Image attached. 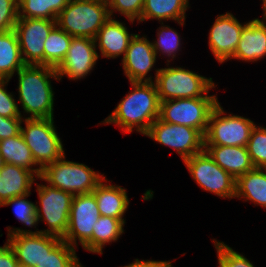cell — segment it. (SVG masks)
Wrapping results in <instances>:
<instances>
[{
	"label": "cell",
	"instance_id": "1",
	"mask_svg": "<svg viewBox=\"0 0 266 267\" xmlns=\"http://www.w3.org/2000/svg\"><path fill=\"white\" fill-rule=\"evenodd\" d=\"M132 91L117 104L114 111L102 121L116 124L124 133L136 131L145 134L159 118L160 100L154 82H130Z\"/></svg>",
	"mask_w": 266,
	"mask_h": 267
},
{
	"label": "cell",
	"instance_id": "2",
	"mask_svg": "<svg viewBox=\"0 0 266 267\" xmlns=\"http://www.w3.org/2000/svg\"><path fill=\"white\" fill-rule=\"evenodd\" d=\"M19 104L26 118H53L54 92L50 77L59 81L56 69L44 65H25L19 71Z\"/></svg>",
	"mask_w": 266,
	"mask_h": 267
},
{
	"label": "cell",
	"instance_id": "3",
	"mask_svg": "<svg viewBox=\"0 0 266 267\" xmlns=\"http://www.w3.org/2000/svg\"><path fill=\"white\" fill-rule=\"evenodd\" d=\"M109 18L107 0H70L56 23L72 37L95 39Z\"/></svg>",
	"mask_w": 266,
	"mask_h": 267
},
{
	"label": "cell",
	"instance_id": "4",
	"mask_svg": "<svg viewBox=\"0 0 266 267\" xmlns=\"http://www.w3.org/2000/svg\"><path fill=\"white\" fill-rule=\"evenodd\" d=\"M153 81L160 101L216 97L208 95L210 89L215 88L212 78H207L182 67L156 69ZM207 94V95H206Z\"/></svg>",
	"mask_w": 266,
	"mask_h": 267
},
{
	"label": "cell",
	"instance_id": "5",
	"mask_svg": "<svg viewBox=\"0 0 266 267\" xmlns=\"http://www.w3.org/2000/svg\"><path fill=\"white\" fill-rule=\"evenodd\" d=\"M65 155L46 165L37 179L73 195L92 193L104 181V175L96 173L83 163L65 160ZM101 174V175H100Z\"/></svg>",
	"mask_w": 266,
	"mask_h": 267
},
{
	"label": "cell",
	"instance_id": "6",
	"mask_svg": "<svg viewBox=\"0 0 266 267\" xmlns=\"http://www.w3.org/2000/svg\"><path fill=\"white\" fill-rule=\"evenodd\" d=\"M54 118H23L21 135L30 148L35 163L43 169L65 155L62 140L56 132Z\"/></svg>",
	"mask_w": 266,
	"mask_h": 267
},
{
	"label": "cell",
	"instance_id": "7",
	"mask_svg": "<svg viewBox=\"0 0 266 267\" xmlns=\"http://www.w3.org/2000/svg\"><path fill=\"white\" fill-rule=\"evenodd\" d=\"M39 204L36 202V219L37 224L43 221L48 225V229L37 232L64 238L68 225L70 209L74 195L60 190L48 184H36Z\"/></svg>",
	"mask_w": 266,
	"mask_h": 267
},
{
	"label": "cell",
	"instance_id": "8",
	"mask_svg": "<svg viewBox=\"0 0 266 267\" xmlns=\"http://www.w3.org/2000/svg\"><path fill=\"white\" fill-rule=\"evenodd\" d=\"M218 103L217 97L160 101L159 119L166 123L192 127L205 135L209 115Z\"/></svg>",
	"mask_w": 266,
	"mask_h": 267
},
{
	"label": "cell",
	"instance_id": "9",
	"mask_svg": "<svg viewBox=\"0 0 266 267\" xmlns=\"http://www.w3.org/2000/svg\"><path fill=\"white\" fill-rule=\"evenodd\" d=\"M224 113L219 102L209 115L204 145L247 146L255 123L239 115L225 116Z\"/></svg>",
	"mask_w": 266,
	"mask_h": 267
},
{
	"label": "cell",
	"instance_id": "10",
	"mask_svg": "<svg viewBox=\"0 0 266 267\" xmlns=\"http://www.w3.org/2000/svg\"><path fill=\"white\" fill-rule=\"evenodd\" d=\"M8 229L7 242L13 249L20 266L46 267L49 254L62 238L31 230L11 227Z\"/></svg>",
	"mask_w": 266,
	"mask_h": 267
},
{
	"label": "cell",
	"instance_id": "11",
	"mask_svg": "<svg viewBox=\"0 0 266 267\" xmlns=\"http://www.w3.org/2000/svg\"><path fill=\"white\" fill-rule=\"evenodd\" d=\"M196 183L204 190L222 198H235L236 179L223 170L203 150L183 161Z\"/></svg>",
	"mask_w": 266,
	"mask_h": 267
},
{
	"label": "cell",
	"instance_id": "12",
	"mask_svg": "<svg viewBox=\"0 0 266 267\" xmlns=\"http://www.w3.org/2000/svg\"><path fill=\"white\" fill-rule=\"evenodd\" d=\"M97 201L92 193L74 195L70 209L69 225L63 241L77 247V239L83 249L92 252V231L100 217Z\"/></svg>",
	"mask_w": 266,
	"mask_h": 267
},
{
	"label": "cell",
	"instance_id": "13",
	"mask_svg": "<svg viewBox=\"0 0 266 267\" xmlns=\"http://www.w3.org/2000/svg\"><path fill=\"white\" fill-rule=\"evenodd\" d=\"M144 135L176 150L183 161L204 150V135L199 130L166 123L159 118L150 125Z\"/></svg>",
	"mask_w": 266,
	"mask_h": 267
},
{
	"label": "cell",
	"instance_id": "14",
	"mask_svg": "<svg viewBox=\"0 0 266 267\" xmlns=\"http://www.w3.org/2000/svg\"><path fill=\"white\" fill-rule=\"evenodd\" d=\"M56 25V20L18 18L14 31L26 65H44V43Z\"/></svg>",
	"mask_w": 266,
	"mask_h": 267
},
{
	"label": "cell",
	"instance_id": "15",
	"mask_svg": "<svg viewBox=\"0 0 266 267\" xmlns=\"http://www.w3.org/2000/svg\"><path fill=\"white\" fill-rule=\"evenodd\" d=\"M98 58L95 39L73 37L64 60L56 68L59 81L64 75L71 80L84 78Z\"/></svg>",
	"mask_w": 266,
	"mask_h": 267
},
{
	"label": "cell",
	"instance_id": "16",
	"mask_svg": "<svg viewBox=\"0 0 266 267\" xmlns=\"http://www.w3.org/2000/svg\"><path fill=\"white\" fill-rule=\"evenodd\" d=\"M231 13L218 15L209 31V48L218 62L232 59L244 26Z\"/></svg>",
	"mask_w": 266,
	"mask_h": 267
},
{
	"label": "cell",
	"instance_id": "17",
	"mask_svg": "<svg viewBox=\"0 0 266 267\" xmlns=\"http://www.w3.org/2000/svg\"><path fill=\"white\" fill-rule=\"evenodd\" d=\"M146 37L135 34L122 59L124 75L130 82H153L151 76H146L155 66L157 55Z\"/></svg>",
	"mask_w": 266,
	"mask_h": 267
},
{
	"label": "cell",
	"instance_id": "18",
	"mask_svg": "<svg viewBox=\"0 0 266 267\" xmlns=\"http://www.w3.org/2000/svg\"><path fill=\"white\" fill-rule=\"evenodd\" d=\"M263 15V20L256 18L244 26L232 58L254 62L266 56V14Z\"/></svg>",
	"mask_w": 266,
	"mask_h": 267
},
{
	"label": "cell",
	"instance_id": "19",
	"mask_svg": "<svg viewBox=\"0 0 266 267\" xmlns=\"http://www.w3.org/2000/svg\"><path fill=\"white\" fill-rule=\"evenodd\" d=\"M135 34H129L125 23L110 17L95 37L96 47L100 49L102 57L117 58L125 55L130 40ZM98 44V45H97Z\"/></svg>",
	"mask_w": 266,
	"mask_h": 267
},
{
	"label": "cell",
	"instance_id": "20",
	"mask_svg": "<svg viewBox=\"0 0 266 267\" xmlns=\"http://www.w3.org/2000/svg\"><path fill=\"white\" fill-rule=\"evenodd\" d=\"M208 155L227 173L235 179L253 170L247 146H217L204 145Z\"/></svg>",
	"mask_w": 266,
	"mask_h": 267
},
{
	"label": "cell",
	"instance_id": "21",
	"mask_svg": "<svg viewBox=\"0 0 266 267\" xmlns=\"http://www.w3.org/2000/svg\"><path fill=\"white\" fill-rule=\"evenodd\" d=\"M35 175L22 167L5 163L0 170V207L14 197L31 194Z\"/></svg>",
	"mask_w": 266,
	"mask_h": 267
},
{
	"label": "cell",
	"instance_id": "22",
	"mask_svg": "<svg viewBox=\"0 0 266 267\" xmlns=\"http://www.w3.org/2000/svg\"><path fill=\"white\" fill-rule=\"evenodd\" d=\"M103 182L93 190L100 215L120 219L125 224L123 217L130 203L126 188L107 184L106 177Z\"/></svg>",
	"mask_w": 266,
	"mask_h": 267
},
{
	"label": "cell",
	"instance_id": "23",
	"mask_svg": "<svg viewBox=\"0 0 266 267\" xmlns=\"http://www.w3.org/2000/svg\"><path fill=\"white\" fill-rule=\"evenodd\" d=\"M189 8V0H145L140 20L157 19L174 20L184 26L185 14Z\"/></svg>",
	"mask_w": 266,
	"mask_h": 267
},
{
	"label": "cell",
	"instance_id": "24",
	"mask_svg": "<svg viewBox=\"0 0 266 267\" xmlns=\"http://www.w3.org/2000/svg\"><path fill=\"white\" fill-rule=\"evenodd\" d=\"M0 155L5 163L14 164L31 171L37 178L41 175V168H32L38 166L32 156L30 148L26 145L21 133L4 140H0Z\"/></svg>",
	"mask_w": 266,
	"mask_h": 267
},
{
	"label": "cell",
	"instance_id": "25",
	"mask_svg": "<svg viewBox=\"0 0 266 267\" xmlns=\"http://www.w3.org/2000/svg\"><path fill=\"white\" fill-rule=\"evenodd\" d=\"M235 197L254 202L266 208V171L263 168L253 170L236 179Z\"/></svg>",
	"mask_w": 266,
	"mask_h": 267
},
{
	"label": "cell",
	"instance_id": "26",
	"mask_svg": "<svg viewBox=\"0 0 266 267\" xmlns=\"http://www.w3.org/2000/svg\"><path fill=\"white\" fill-rule=\"evenodd\" d=\"M25 65L16 32H0V78L11 79Z\"/></svg>",
	"mask_w": 266,
	"mask_h": 267
},
{
	"label": "cell",
	"instance_id": "27",
	"mask_svg": "<svg viewBox=\"0 0 266 267\" xmlns=\"http://www.w3.org/2000/svg\"><path fill=\"white\" fill-rule=\"evenodd\" d=\"M70 0H18V18L56 20Z\"/></svg>",
	"mask_w": 266,
	"mask_h": 267
},
{
	"label": "cell",
	"instance_id": "28",
	"mask_svg": "<svg viewBox=\"0 0 266 267\" xmlns=\"http://www.w3.org/2000/svg\"><path fill=\"white\" fill-rule=\"evenodd\" d=\"M124 223L117 218L100 216L93 226L92 253L103 254V246L106 243L117 241L124 233Z\"/></svg>",
	"mask_w": 266,
	"mask_h": 267
},
{
	"label": "cell",
	"instance_id": "29",
	"mask_svg": "<svg viewBox=\"0 0 266 267\" xmlns=\"http://www.w3.org/2000/svg\"><path fill=\"white\" fill-rule=\"evenodd\" d=\"M72 38V36L56 25L44 43V66L56 69L64 60Z\"/></svg>",
	"mask_w": 266,
	"mask_h": 267
},
{
	"label": "cell",
	"instance_id": "30",
	"mask_svg": "<svg viewBox=\"0 0 266 267\" xmlns=\"http://www.w3.org/2000/svg\"><path fill=\"white\" fill-rule=\"evenodd\" d=\"M250 159L255 168L266 166V128L262 126L253 127L247 144Z\"/></svg>",
	"mask_w": 266,
	"mask_h": 267
},
{
	"label": "cell",
	"instance_id": "31",
	"mask_svg": "<svg viewBox=\"0 0 266 267\" xmlns=\"http://www.w3.org/2000/svg\"><path fill=\"white\" fill-rule=\"evenodd\" d=\"M158 39L152 42L153 49L156 52H162L165 56L176 58V53H178L181 45L180 35L172 28L167 25H162L159 27L157 32ZM172 55V56H171Z\"/></svg>",
	"mask_w": 266,
	"mask_h": 267
},
{
	"label": "cell",
	"instance_id": "32",
	"mask_svg": "<svg viewBox=\"0 0 266 267\" xmlns=\"http://www.w3.org/2000/svg\"><path fill=\"white\" fill-rule=\"evenodd\" d=\"M75 249V247L62 240L47 254L46 267H83Z\"/></svg>",
	"mask_w": 266,
	"mask_h": 267
},
{
	"label": "cell",
	"instance_id": "33",
	"mask_svg": "<svg viewBox=\"0 0 266 267\" xmlns=\"http://www.w3.org/2000/svg\"><path fill=\"white\" fill-rule=\"evenodd\" d=\"M30 194L14 197L7 201H5L1 206H14V213L17 216V219L25 226L31 227L34 226L36 228L37 219H36V204L27 200Z\"/></svg>",
	"mask_w": 266,
	"mask_h": 267
},
{
	"label": "cell",
	"instance_id": "34",
	"mask_svg": "<svg viewBox=\"0 0 266 267\" xmlns=\"http://www.w3.org/2000/svg\"><path fill=\"white\" fill-rule=\"evenodd\" d=\"M217 251L219 267H254L243 255L233 250L223 242L213 239Z\"/></svg>",
	"mask_w": 266,
	"mask_h": 267
},
{
	"label": "cell",
	"instance_id": "35",
	"mask_svg": "<svg viewBox=\"0 0 266 267\" xmlns=\"http://www.w3.org/2000/svg\"><path fill=\"white\" fill-rule=\"evenodd\" d=\"M145 0H107L110 17L114 12L126 16L130 22L140 20Z\"/></svg>",
	"mask_w": 266,
	"mask_h": 267
},
{
	"label": "cell",
	"instance_id": "36",
	"mask_svg": "<svg viewBox=\"0 0 266 267\" xmlns=\"http://www.w3.org/2000/svg\"><path fill=\"white\" fill-rule=\"evenodd\" d=\"M9 81L10 79L0 78V115L6 118H22L18 102L15 101L14 95L6 90Z\"/></svg>",
	"mask_w": 266,
	"mask_h": 267
},
{
	"label": "cell",
	"instance_id": "37",
	"mask_svg": "<svg viewBox=\"0 0 266 267\" xmlns=\"http://www.w3.org/2000/svg\"><path fill=\"white\" fill-rule=\"evenodd\" d=\"M18 20V0H0V32L14 30Z\"/></svg>",
	"mask_w": 266,
	"mask_h": 267
},
{
	"label": "cell",
	"instance_id": "38",
	"mask_svg": "<svg viewBox=\"0 0 266 267\" xmlns=\"http://www.w3.org/2000/svg\"><path fill=\"white\" fill-rule=\"evenodd\" d=\"M22 118H6L0 115V140L21 133Z\"/></svg>",
	"mask_w": 266,
	"mask_h": 267
},
{
	"label": "cell",
	"instance_id": "39",
	"mask_svg": "<svg viewBox=\"0 0 266 267\" xmlns=\"http://www.w3.org/2000/svg\"><path fill=\"white\" fill-rule=\"evenodd\" d=\"M0 267H20L13 249L8 242L0 246Z\"/></svg>",
	"mask_w": 266,
	"mask_h": 267
},
{
	"label": "cell",
	"instance_id": "40",
	"mask_svg": "<svg viewBox=\"0 0 266 267\" xmlns=\"http://www.w3.org/2000/svg\"><path fill=\"white\" fill-rule=\"evenodd\" d=\"M172 261H154V260H139L135 259L134 262L122 267H173Z\"/></svg>",
	"mask_w": 266,
	"mask_h": 267
},
{
	"label": "cell",
	"instance_id": "41",
	"mask_svg": "<svg viewBox=\"0 0 266 267\" xmlns=\"http://www.w3.org/2000/svg\"><path fill=\"white\" fill-rule=\"evenodd\" d=\"M4 165H5V161L2 158V156L0 155V170L3 168Z\"/></svg>",
	"mask_w": 266,
	"mask_h": 267
},
{
	"label": "cell",
	"instance_id": "42",
	"mask_svg": "<svg viewBox=\"0 0 266 267\" xmlns=\"http://www.w3.org/2000/svg\"><path fill=\"white\" fill-rule=\"evenodd\" d=\"M263 1V5H262V7H263V10L266 8V0H262Z\"/></svg>",
	"mask_w": 266,
	"mask_h": 267
}]
</instances>
